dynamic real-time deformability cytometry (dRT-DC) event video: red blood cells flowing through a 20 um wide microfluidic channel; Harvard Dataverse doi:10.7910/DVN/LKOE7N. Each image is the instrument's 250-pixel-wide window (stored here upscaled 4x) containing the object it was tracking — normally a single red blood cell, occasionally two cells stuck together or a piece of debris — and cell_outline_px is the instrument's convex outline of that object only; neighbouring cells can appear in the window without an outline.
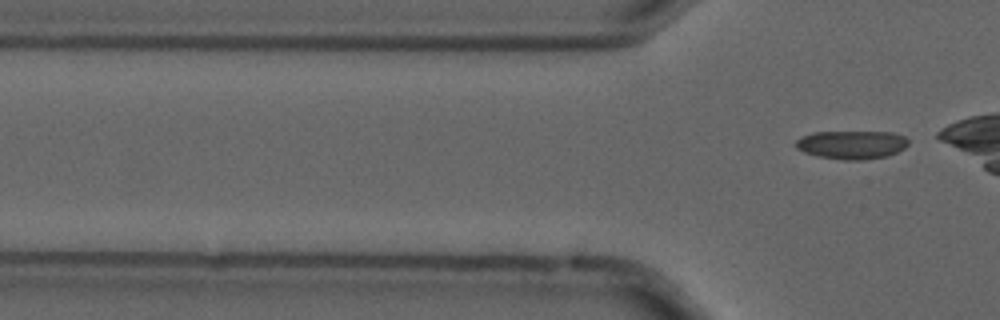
{"species": "common noctule bat (a hibernating species)", "species_latin": "Nyctalus noctula", "temperature_condition": "cold", "stored_images_in_passage": 5, "camera_frame_rate_fps": 3000, "um_per_image_px": 0.085, "animal": {"sex": "male", "forearm_length_mm": 52.5}, "frame": {"image": 1, "passage_image": 5, "time_ms": 1.333, "image_size_px": [1000, 320], "cell_outline_px": [[908, 144], [904, 148], [888, 156], [864, 160], [844, 160], [816, 156], [804, 152], [796, 148], [796, 140], [812, 132], [892, 132], [904, 136], [908, 140]], "centroid_in_image_um": [72.4, 12.31], "position_along_channel_um": 53.4, "area_um2": 18.67}}